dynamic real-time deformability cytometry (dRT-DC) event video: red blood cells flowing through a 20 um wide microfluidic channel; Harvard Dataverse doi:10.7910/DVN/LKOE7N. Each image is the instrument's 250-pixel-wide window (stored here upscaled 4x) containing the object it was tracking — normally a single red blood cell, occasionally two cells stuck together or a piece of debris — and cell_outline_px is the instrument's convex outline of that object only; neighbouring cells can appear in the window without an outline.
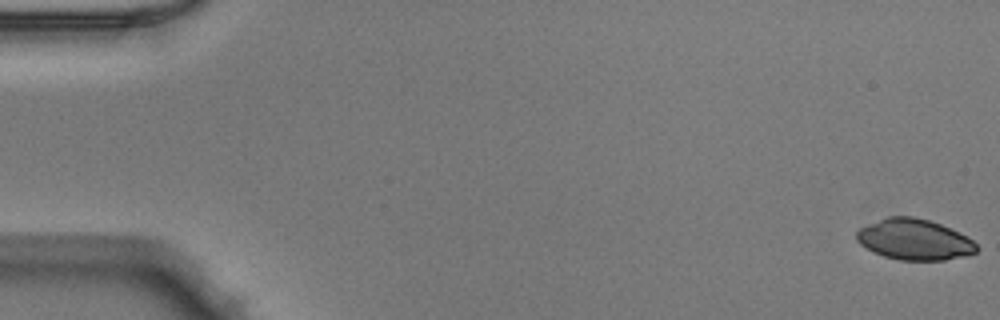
{"species": "Egyptian fruit bat (a non-hibernating species)", "species_latin": "Rousettus aegyptiacus", "temperature_condition": "warm", "stored_images_in_passage": 10, "camera_frame_rate_fps": 3000, "um_per_image_px": 0.085, "animal": {"sex": "male"}, "frame": {"image": 1, "passage_image": 1, "time_ms": 0.0, "image_size_px": [1000, 320], "cell_outline_px": [[976, 248], [972, 252], [928, 260], [924, 260], [892, 256], [880, 252], [872, 248], [868, 244], [904, 220], [920, 220], [936, 224], [968, 240]], "centroid_in_image_um": [78.29, 20.53], "position_along_channel_um": 6.7, "area_um2": 20.17}}